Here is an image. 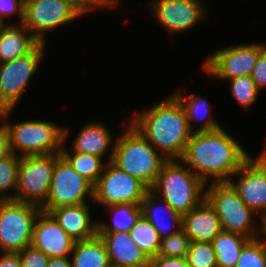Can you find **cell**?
I'll return each instance as SVG.
<instances>
[{
  "label": "cell",
  "mask_w": 266,
  "mask_h": 267,
  "mask_svg": "<svg viewBox=\"0 0 266 267\" xmlns=\"http://www.w3.org/2000/svg\"><path fill=\"white\" fill-rule=\"evenodd\" d=\"M121 134L111 162L150 189L168 160L131 123Z\"/></svg>",
  "instance_id": "obj_3"
},
{
  "label": "cell",
  "mask_w": 266,
  "mask_h": 267,
  "mask_svg": "<svg viewBox=\"0 0 266 267\" xmlns=\"http://www.w3.org/2000/svg\"><path fill=\"white\" fill-rule=\"evenodd\" d=\"M25 0H0V22L5 25V17L17 15L18 23L24 20Z\"/></svg>",
  "instance_id": "obj_34"
},
{
  "label": "cell",
  "mask_w": 266,
  "mask_h": 267,
  "mask_svg": "<svg viewBox=\"0 0 266 267\" xmlns=\"http://www.w3.org/2000/svg\"><path fill=\"white\" fill-rule=\"evenodd\" d=\"M130 235L134 243L144 251L149 258L157 256L161 239L156 229L142 215L130 229Z\"/></svg>",
  "instance_id": "obj_28"
},
{
  "label": "cell",
  "mask_w": 266,
  "mask_h": 267,
  "mask_svg": "<svg viewBox=\"0 0 266 267\" xmlns=\"http://www.w3.org/2000/svg\"><path fill=\"white\" fill-rule=\"evenodd\" d=\"M230 82L232 97L246 110L257 100L259 90L251 76H240L226 80Z\"/></svg>",
  "instance_id": "obj_30"
},
{
  "label": "cell",
  "mask_w": 266,
  "mask_h": 267,
  "mask_svg": "<svg viewBox=\"0 0 266 267\" xmlns=\"http://www.w3.org/2000/svg\"><path fill=\"white\" fill-rule=\"evenodd\" d=\"M20 156L10 154L0 160V200H14ZM14 190V193L7 192Z\"/></svg>",
  "instance_id": "obj_29"
},
{
  "label": "cell",
  "mask_w": 266,
  "mask_h": 267,
  "mask_svg": "<svg viewBox=\"0 0 266 267\" xmlns=\"http://www.w3.org/2000/svg\"><path fill=\"white\" fill-rule=\"evenodd\" d=\"M68 131V129H64V142L60 154L77 173L87 179L94 186L103 173L106 163L103 162L102 157L67 149L64 144L68 136Z\"/></svg>",
  "instance_id": "obj_25"
},
{
  "label": "cell",
  "mask_w": 266,
  "mask_h": 267,
  "mask_svg": "<svg viewBox=\"0 0 266 267\" xmlns=\"http://www.w3.org/2000/svg\"><path fill=\"white\" fill-rule=\"evenodd\" d=\"M251 79L258 90L266 88V48L260 53L256 65L253 68Z\"/></svg>",
  "instance_id": "obj_36"
},
{
  "label": "cell",
  "mask_w": 266,
  "mask_h": 267,
  "mask_svg": "<svg viewBox=\"0 0 266 267\" xmlns=\"http://www.w3.org/2000/svg\"><path fill=\"white\" fill-rule=\"evenodd\" d=\"M207 185L181 160H168L150 190L183 216L205 199Z\"/></svg>",
  "instance_id": "obj_4"
},
{
  "label": "cell",
  "mask_w": 266,
  "mask_h": 267,
  "mask_svg": "<svg viewBox=\"0 0 266 267\" xmlns=\"http://www.w3.org/2000/svg\"><path fill=\"white\" fill-rule=\"evenodd\" d=\"M205 199L215 210L222 231L237 233L251 240L261 237V225L259 229L252 221L256 213L247 207L228 182H210L205 189Z\"/></svg>",
  "instance_id": "obj_6"
},
{
  "label": "cell",
  "mask_w": 266,
  "mask_h": 267,
  "mask_svg": "<svg viewBox=\"0 0 266 267\" xmlns=\"http://www.w3.org/2000/svg\"><path fill=\"white\" fill-rule=\"evenodd\" d=\"M182 229L190 242L200 243H212L222 231L220 220L206 199L182 216Z\"/></svg>",
  "instance_id": "obj_19"
},
{
  "label": "cell",
  "mask_w": 266,
  "mask_h": 267,
  "mask_svg": "<svg viewBox=\"0 0 266 267\" xmlns=\"http://www.w3.org/2000/svg\"><path fill=\"white\" fill-rule=\"evenodd\" d=\"M41 208L16 200H0V252H20L31 246Z\"/></svg>",
  "instance_id": "obj_8"
},
{
  "label": "cell",
  "mask_w": 266,
  "mask_h": 267,
  "mask_svg": "<svg viewBox=\"0 0 266 267\" xmlns=\"http://www.w3.org/2000/svg\"><path fill=\"white\" fill-rule=\"evenodd\" d=\"M21 267H47L49 258L32 246L25 247L19 252Z\"/></svg>",
  "instance_id": "obj_35"
},
{
  "label": "cell",
  "mask_w": 266,
  "mask_h": 267,
  "mask_svg": "<svg viewBox=\"0 0 266 267\" xmlns=\"http://www.w3.org/2000/svg\"><path fill=\"white\" fill-rule=\"evenodd\" d=\"M40 42L23 24H5L0 27V64L24 57Z\"/></svg>",
  "instance_id": "obj_22"
},
{
  "label": "cell",
  "mask_w": 266,
  "mask_h": 267,
  "mask_svg": "<svg viewBox=\"0 0 266 267\" xmlns=\"http://www.w3.org/2000/svg\"><path fill=\"white\" fill-rule=\"evenodd\" d=\"M153 2V3H152ZM153 16L168 31L177 34L192 29L206 16L202 0H152Z\"/></svg>",
  "instance_id": "obj_15"
},
{
  "label": "cell",
  "mask_w": 266,
  "mask_h": 267,
  "mask_svg": "<svg viewBox=\"0 0 266 267\" xmlns=\"http://www.w3.org/2000/svg\"><path fill=\"white\" fill-rule=\"evenodd\" d=\"M250 240L237 233L221 231L212 240L217 267H235L243 247Z\"/></svg>",
  "instance_id": "obj_26"
},
{
  "label": "cell",
  "mask_w": 266,
  "mask_h": 267,
  "mask_svg": "<svg viewBox=\"0 0 266 267\" xmlns=\"http://www.w3.org/2000/svg\"><path fill=\"white\" fill-rule=\"evenodd\" d=\"M48 213L75 241L89 240L98 235V222L92 221L88 203L62 206Z\"/></svg>",
  "instance_id": "obj_18"
},
{
  "label": "cell",
  "mask_w": 266,
  "mask_h": 267,
  "mask_svg": "<svg viewBox=\"0 0 266 267\" xmlns=\"http://www.w3.org/2000/svg\"><path fill=\"white\" fill-rule=\"evenodd\" d=\"M111 213L112 225L98 221V232H130L141 216V206L119 203L106 206Z\"/></svg>",
  "instance_id": "obj_27"
},
{
  "label": "cell",
  "mask_w": 266,
  "mask_h": 267,
  "mask_svg": "<svg viewBox=\"0 0 266 267\" xmlns=\"http://www.w3.org/2000/svg\"><path fill=\"white\" fill-rule=\"evenodd\" d=\"M75 240L72 239L57 221L41 211L35 220L31 246L40 250L48 258L71 257Z\"/></svg>",
  "instance_id": "obj_16"
},
{
  "label": "cell",
  "mask_w": 266,
  "mask_h": 267,
  "mask_svg": "<svg viewBox=\"0 0 266 267\" xmlns=\"http://www.w3.org/2000/svg\"><path fill=\"white\" fill-rule=\"evenodd\" d=\"M86 199L93 201V185L60 156L56 160L47 200L41 210L48 213L62 206L86 204Z\"/></svg>",
  "instance_id": "obj_10"
},
{
  "label": "cell",
  "mask_w": 266,
  "mask_h": 267,
  "mask_svg": "<svg viewBox=\"0 0 266 267\" xmlns=\"http://www.w3.org/2000/svg\"><path fill=\"white\" fill-rule=\"evenodd\" d=\"M245 149L223 127L193 132L180 159L206 184L227 182L250 158Z\"/></svg>",
  "instance_id": "obj_1"
},
{
  "label": "cell",
  "mask_w": 266,
  "mask_h": 267,
  "mask_svg": "<svg viewBox=\"0 0 266 267\" xmlns=\"http://www.w3.org/2000/svg\"><path fill=\"white\" fill-rule=\"evenodd\" d=\"M87 14L76 0H25L23 25L40 42L55 30Z\"/></svg>",
  "instance_id": "obj_9"
},
{
  "label": "cell",
  "mask_w": 266,
  "mask_h": 267,
  "mask_svg": "<svg viewBox=\"0 0 266 267\" xmlns=\"http://www.w3.org/2000/svg\"><path fill=\"white\" fill-rule=\"evenodd\" d=\"M235 267H266V242L262 237L250 240L243 247Z\"/></svg>",
  "instance_id": "obj_31"
},
{
  "label": "cell",
  "mask_w": 266,
  "mask_h": 267,
  "mask_svg": "<svg viewBox=\"0 0 266 267\" xmlns=\"http://www.w3.org/2000/svg\"><path fill=\"white\" fill-rule=\"evenodd\" d=\"M8 109L0 117L9 135L11 152L17 156L60 154L64 142V128L46 120H27L10 124Z\"/></svg>",
  "instance_id": "obj_5"
},
{
  "label": "cell",
  "mask_w": 266,
  "mask_h": 267,
  "mask_svg": "<svg viewBox=\"0 0 266 267\" xmlns=\"http://www.w3.org/2000/svg\"><path fill=\"white\" fill-rule=\"evenodd\" d=\"M98 236L105 243L110 264L149 267L150 258L134 243L130 232H98Z\"/></svg>",
  "instance_id": "obj_17"
},
{
  "label": "cell",
  "mask_w": 266,
  "mask_h": 267,
  "mask_svg": "<svg viewBox=\"0 0 266 267\" xmlns=\"http://www.w3.org/2000/svg\"><path fill=\"white\" fill-rule=\"evenodd\" d=\"M136 111L129 122L167 160H180L193 132L178 100L170 95L152 108Z\"/></svg>",
  "instance_id": "obj_2"
},
{
  "label": "cell",
  "mask_w": 266,
  "mask_h": 267,
  "mask_svg": "<svg viewBox=\"0 0 266 267\" xmlns=\"http://www.w3.org/2000/svg\"><path fill=\"white\" fill-rule=\"evenodd\" d=\"M46 43H40L24 57L0 64V103L8 110L16 107L30 79L43 60Z\"/></svg>",
  "instance_id": "obj_13"
},
{
  "label": "cell",
  "mask_w": 266,
  "mask_h": 267,
  "mask_svg": "<svg viewBox=\"0 0 266 267\" xmlns=\"http://www.w3.org/2000/svg\"><path fill=\"white\" fill-rule=\"evenodd\" d=\"M0 267H21L19 252H2Z\"/></svg>",
  "instance_id": "obj_39"
},
{
  "label": "cell",
  "mask_w": 266,
  "mask_h": 267,
  "mask_svg": "<svg viewBox=\"0 0 266 267\" xmlns=\"http://www.w3.org/2000/svg\"><path fill=\"white\" fill-rule=\"evenodd\" d=\"M102 122H89L81 128L71 144L72 151L104 157L110 151L107 162H111L116 140ZM114 142V143H113ZM110 149V150H109Z\"/></svg>",
  "instance_id": "obj_21"
},
{
  "label": "cell",
  "mask_w": 266,
  "mask_h": 267,
  "mask_svg": "<svg viewBox=\"0 0 266 267\" xmlns=\"http://www.w3.org/2000/svg\"><path fill=\"white\" fill-rule=\"evenodd\" d=\"M227 181L238 196L261 219L266 216V148L257 157H250Z\"/></svg>",
  "instance_id": "obj_14"
},
{
  "label": "cell",
  "mask_w": 266,
  "mask_h": 267,
  "mask_svg": "<svg viewBox=\"0 0 266 267\" xmlns=\"http://www.w3.org/2000/svg\"><path fill=\"white\" fill-rule=\"evenodd\" d=\"M262 222L260 223L261 224V234L263 235L262 239L266 242V216L263 217L262 219Z\"/></svg>",
  "instance_id": "obj_42"
},
{
  "label": "cell",
  "mask_w": 266,
  "mask_h": 267,
  "mask_svg": "<svg viewBox=\"0 0 266 267\" xmlns=\"http://www.w3.org/2000/svg\"><path fill=\"white\" fill-rule=\"evenodd\" d=\"M69 256L49 258L47 267H72Z\"/></svg>",
  "instance_id": "obj_41"
},
{
  "label": "cell",
  "mask_w": 266,
  "mask_h": 267,
  "mask_svg": "<svg viewBox=\"0 0 266 267\" xmlns=\"http://www.w3.org/2000/svg\"><path fill=\"white\" fill-rule=\"evenodd\" d=\"M72 267H109L107 248L100 236L75 241L71 254Z\"/></svg>",
  "instance_id": "obj_24"
},
{
  "label": "cell",
  "mask_w": 266,
  "mask_h": 267,
  "mask_svg": "<svg viewBox=\"0 0 266 267\" xmlns=\"http://www.w3.org/2000/svg\"><path fill=\"white\" fill-rule=\"evenodd\" d=\"M109 267H125V266H115V265L110 264Z\"/></svg>",
  "instance_id": "obj_44"
},
{
  "label": "cell",
  "mask_w": 266,
  "mask_h": 267,
  "mask_svg": "<svg viewBox=\"0 0 266 267\" xmlns=\"http://www.w3.org/2000/svg\"><path fill=\"white\" fill-rule=\"evenodd\" d=\"M6 108L0 103V117L6 112Z\"/></svg>",
  "instance_id": "obj_43"
},
{
  "label": "cell",
  "mask_w": 266,
  "mask_h": 267,
  "mask_svg": "<svg viewBox=\"0 0 266 267\" xmlns=\"http://www.w3.org/2000/svg\"><path fill=\"white\" fill-rule=\"evenodd\" d=\"M61 154L20 157L14 200L42 207L47 200L56 160Z\"/></svg>",
  "instance_id": "obj_7"
},
{
  "label": "cell",
  "mask_w": 266,
  "mask_h": 267,
  "mask_svg": "<svg viewBox=\"0 0 266 267\" xmlns=\"http://www.w3.org/2000/svg\"><path fill=\"white\" fill-rule=\"evenodd\" d=\"M160 200V203L158 201ZM141 215L156 229L159 238L169 237L182 230V215L174 211L169 204L150 189L141 204Z\"/></svg>",
  "instance_id": "obj_20"
},
{
  "label": "cell",
  "mask_w": 266,
  "mask_h": 267,
  "mask_svg": "<svg viewBox=\"0 0 266 267\" xmlns=\"http://www.w3.org/2000/svg\"><path fill=\"white\" fill-rule=\"evenodd\" d=\"M186 259L189 267H217L212 243L190 242Z\"/></svg>",
  "instance_id": "obj_33"
},
{
  "label": "cell",
  "mask_w": 266,
  "mask_h": 267,
  "mask_svg": "<svg viewBox=\"0 0 266 267\" xmlns=\"http://www.w3.org/2000/svg\"><path fill=\"white\" fill-rule=\"evenodd\" d=\"M87 12L96 10L99 7L115 9L119 7L116 0H76Z\"/></svg>",
  "instance_id": "obj_38"
},
{
  "label": "cell",
  "mask_w": 266,
  "mask_h": 267,
  "mask_svg": "<svg viewBox=\"0 0 266 267\" xmlns=\"http://www.w3.org/2000/svg\"><path fill=\"white\" fill-rule=\"evenodd\" d=\"M149 188L139 179L106 162L103 173L93 186V202L103 206L119 203L140 205Z\"/></svg>",
  "instance_id": "obj_11"
},
{
  "label": "cell",
  "mask_w": 266,
  "mask_h": 267,
  "mask_svg": "<svg viewBox=\"0 0 266 267\" xmlns=\"http://www.w3.org/2000/svg\"><path fill=\"white\" fill-rule=\"evenodd\" d=\"M266 44H239L219 48L212 55L208 54L203 62V70L209 76L229 80L240 76H251L260 53Z\"/></svg>",
  "instance_id": "obj_12"
},
{
  "label": "cell",
  "mask_w": 266,
  "mask_h": 267,
  "mask_svg": "<svg viewBox=\"0 0 266 267\" xmlns=\"http://www.w3.org/2000/svg\"><path fill=\"white\" fill-rule=\"evenodd\" d=\"M12 154L6 127L0 123V160Z\"/></svg>",
  "instance_id": "obj_40"
},
{
  "label": "cell",
  "mask_w": 266,
  "mask_h": 267,
  "mask_svg": "<svg viewBox=\"0 0 266 267\" xmlns=\"http://www.w3.org/2000/svg\"><path fill=\"white\" fill-rule=\"evenodd\" d=\"M181 91V89H178L177 91L175 90L172 95L183 107L188 120L189 129L192 132L214 131L222 127L220 126V123L212 118V114L209 113L210 106L206 99H203L201 95H196L195 93H190L189 95L186 94L184 97V94ZM192 120L204 122L194 129Z\"/></svg>",
  "instance_id": "obj_23"
},
{
  "label": "cell",
  "mask_w": 266,
  "mask_h": 267,
  "mask_svg": "<svg viewBox=\"0 0 266 267\" xmlns=\"http://www.w3.org/2000/svg\"><path fill=\"white\" fill-rule=\"evenodd\" d=\"M149 267H189L186 258L156 256L150 258Z\"/></svg>",
  "instance_id": "obj_37"
},
{
  "label": "cell",
  "mask_w": 266,
  "mask_h": 267,
  "mask_svg": "<svg viewBox=\"0 0 266 267\" xmlns=\"http://www.w3.org/2000/svg\"><path fill=\"white\" fill-rule=\"evenodd\" d=\"M190 239L182 229L179 232L161 239L157 256L187 258Z\"/></svg>",
  "instance_id": "obj_32"
}]
</instances>
